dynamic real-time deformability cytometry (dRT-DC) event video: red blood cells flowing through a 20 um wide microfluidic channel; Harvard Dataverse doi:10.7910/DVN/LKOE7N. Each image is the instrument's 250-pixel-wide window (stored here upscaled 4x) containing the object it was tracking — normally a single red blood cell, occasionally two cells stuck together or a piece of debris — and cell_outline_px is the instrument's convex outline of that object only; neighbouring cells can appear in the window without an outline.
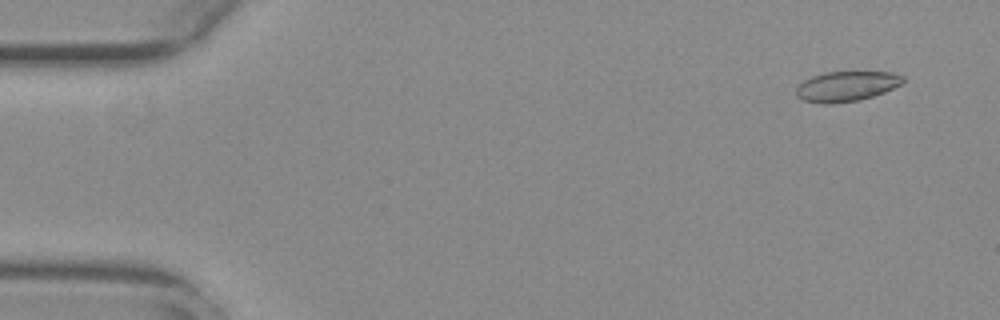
{"species": "common noctule bat (a hibernating species)", "species_latin": "Nyctalus noctula", "temperature_condition": "warm", "stored_images_in_passage": 55, "camera_frame_rate_fps": 3000, "um_per_image_px": 0.085, "animal": {"sex": "female", "body_mass_g": 29.2, "forearm_length_mm": 56.3}, "frame": {"image": 1, "passage_image": 4, "time_ms": 1.0, "image_size_px": [1000, 320], "cell_outline_px": [[904, 80], [900, 84], [884, 92], [860, 100], [832, 104], [824, 104], [804, 100], [796, 96], [796, 88], [804, 80], [812, 76], [824, 72], [892, 72], [904, 76]], "centroid_in_image_um": [71.93, 7.33], "position_along_channel_um": 13.1, "area_um2": 18.67}}
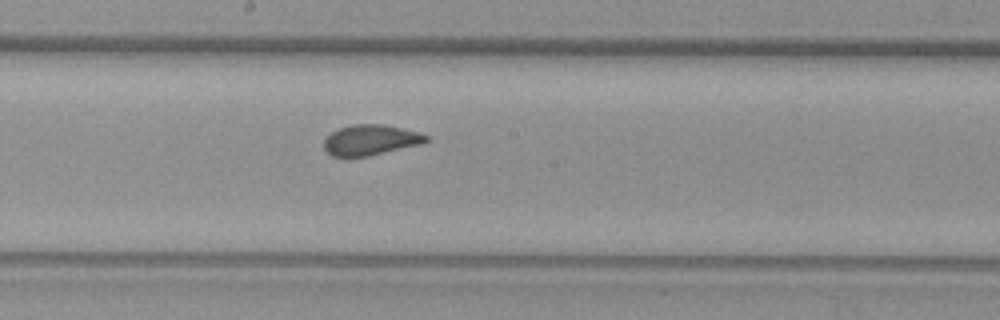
{"frame": {"image": 2, "passage_image": 30, "time_ms": 9.667, "image_size_px": [1000, 320], "cell_outline_px": [[428, 140], [420, 144], [368, 156], [332, 156], [324, 148], [324, 140], [332, 132], [340, 128], [352, 124], [384, 124], [420, 132], [428, 136]], "centroid_in_image_um": [31.51, 11.88], "position_along_channel_um": 216.7, "area_um2": 17.92}}
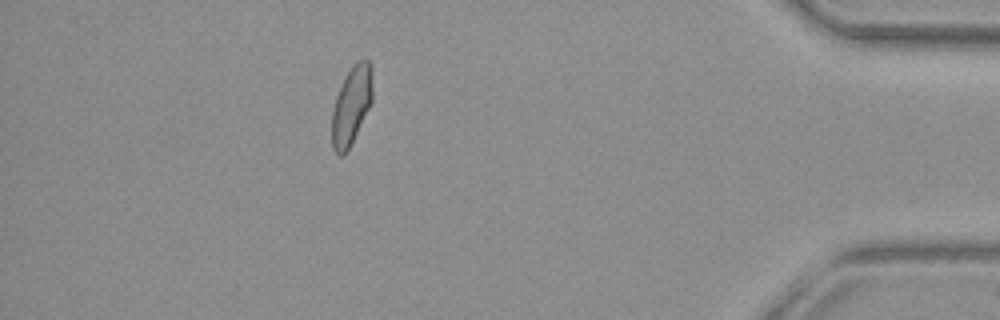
{"frame": {"image": 3, "passage_image": 49, "time_ms": 16.0, "image_size_px": [1000, 320], "cell_outline_px": [[372, 100], [344, 156], [340, 156], [332, 148], [332, 112], [336, 96], [344, 76], [352, 64], [356, 60], [368, 60], [372, 68]], "centroid_in_image_um": [29.85, 8.9], "position_along_channel_um": 405.3, "area_um2": 18.32}, "authors_computed_cell_mechanics": {"area_um2": 18.6694, "velocity_mm_per_s": 3.7869, "shape_relaxation_time_tau1_ms": 8.7151, "shape_relaxation_time_tau2_ms": null, "deformation_change_tau1": 0.156, "deformation_change_tau2": null}}